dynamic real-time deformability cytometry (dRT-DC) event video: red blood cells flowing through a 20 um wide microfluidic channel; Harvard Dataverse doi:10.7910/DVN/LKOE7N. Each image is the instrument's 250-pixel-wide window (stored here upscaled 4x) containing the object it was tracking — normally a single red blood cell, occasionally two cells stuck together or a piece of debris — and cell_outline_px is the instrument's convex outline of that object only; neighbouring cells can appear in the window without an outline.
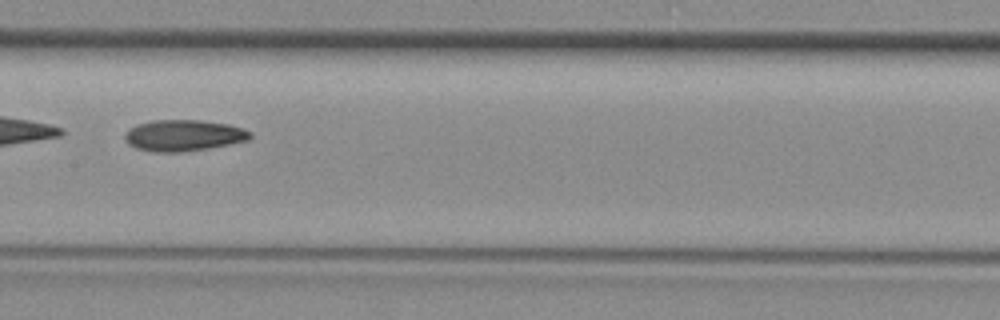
{"species": "common noctule bat (a hibernating species)", "species_latin": "Nyctalus noctula", "temperature_condition": "room temperature", "stored_images_in_passage": 31, "camera_frame_rate_fps": 3000, "um_per_image_px": 0.085, "animal": {"sex": "female", "body_mass_g": 29.2, "forearm_length_mm": 56.3}, "frame": {"image": 1, "passage_image": 10, "time_ms": 3.0, "image_size_px": [1000, 320], "cell_outline_px": [[252, 136], [248, 140], [208, 148], [180, 152], [152, 152], [136, 148], [128, 144], [124, 136], [124, 132], [128, 128], [136, 124], [152, 120], [200, 120], [228, 124], [244, 128], [252, 132]], "centroid_in_image_um": [15.57, 11.5], "position_along_channel_um": 191.8, "area_um2": 23.0}}